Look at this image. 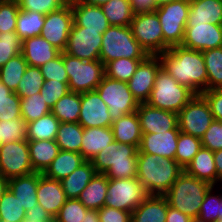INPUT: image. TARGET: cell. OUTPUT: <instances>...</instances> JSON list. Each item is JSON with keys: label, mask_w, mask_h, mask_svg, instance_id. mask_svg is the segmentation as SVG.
Returning <instances> with one entry per match:
<instances>
[{"label": "cell", "mask_w": 222, "mask_h": 222, "mask_svg": "<svg viewBox=\"0 0 222 222\" xmlns=\"http://www.w3.org/2000/svg\"><path fill=\"white\" fill-rule=\"evenodd\" d=\"M161 68V61L158 55H148L136 68L135 73L127 84L138 103L148 101L156 76Z\"/></svg>", "instance_id": "cell-16"}, {"label": "cell", "mask_w": 222, "mask_h": 222, "mask_svg": "<svg viewBox=\"0 0 222 222\" xmlns=\"http://www.w3.org/2000/svg\"><path fill=\"white\" fill-rule=\"evenodd\" d=\"M99 222H131V212L103 206L97 210Z\"/></svg>", "instance_id": "cell-56"}, {"label": "cell", "mask_w": 222, "mask_h": 222, "mask_svg": "<svg viewBox=\"0 0 222 222\" xmlns=\"http://www.w3.org/2000/svg\"><path fill=\"white\" fill-rule=\"evenodd\" d=\"M95 174L96 171L91 161H85L64 178L61 183L67 199H78Z\"/></svg>", "instance_id": "cell-33"}, {"label": "cell", "mask_w": 222, "mask_h": 222, "mask_svg": "<svg viewBox=\"0 0 222 222\" xmlns=\"http://www.w3.org/2000/svg\"><path fill=\"white\" fill-rule=\"evenodd\" d=\"M27 66V61L22 54L11 58L0 68V80L15 92Z\"/></svg>", "instance_id": "cell-40"}, {"label": "cell", "mask_w": 222, "mask_h": 222, "mask_svg": "<svg viewBox=\"0 0 222 222\" xmlns=\"http://www.w3.org/2000/svg\"><path fill=\"white\" fill-rule=\"evenodd\" d=\"M207 71V90L222 89V47L202 52Z\"/></svg>", "instance_id": "cell-39"}, {"label": "cell", "mask_w": 222, "mask_h": 222, "mask_svg": "<svg viewBox=\"0 0 222 222\" xmlns=\"http://www.w3.org/2000/svg\"><path fill=\"white\" fill-rule=\"evenodd\" d=\"M22 53V39L16 32L0 33V68Z\"/></svg>", "instance_id": "cell-49"}, {"label": "cell", "mask_w": 222, "mask_h": 222, "mask_svg": "<svg viewBox=\"0 0 222 222\" xmlns=\"http://www.w3.org/2000/svg\"><path fill=\"white\" fill-rule=\"evenodd\" d=\"M0 172L7 179L35 172L30 162L28 140L0 145Z\"/></svg>", "instance_id": "cell-13"}, {"label": "cell", "mask_w": 222, "mask_h": 222, "mask_svg": "<svg viewBox=\"0 0 222 222\" xmlns=\"http://www.w3.org/2000/svg\"><path fill=\"white\" fill-rule=\"evenodd\" d=\"M147 56L129 26H110L102 34L99 60L104 65L122 57L145 59Z\"/></svg>", "instance_id": "cell-5"}, {"label": "cell", "mask_w": 222, "mask_h": 222, "mask_svg": "<svg viewBox=\"0 0 222 222\" xmlns=\"http://www.w3.org/2000/svg\"><path fill=\"white\" fill-rule=\"evenodd\" d=\"M88 210L78 199H67L54 219L57 222H83Z\"/></svg>", "instance_id": "cell-51"}, {"label": "cell", "mask_w": 222, "mask_h": 222, "mask_svg": "<svg viewBox=\"0 0 222 222\" xmlns=\"http://www.w3.org/2000/svg\"><path fill=\"white\" fill-rule=\"evenodd\" d=\"M114 140L112 127L84 128L81 154L86 161L96 156Z\"/></svg>", "instance_id": "cell-25"}, {"label": "cell", "mask_w": 222, "mask_h": 222, "mask_svg": "<svg viewBox=\"0 0 222 222\" xmlns=\"http://www.w3.org/2000/svg\"><path fill=\"white\" fill-rule=\"evenodd\" d=\"M44 82L40 67L28 65L15 93L20 98L40 93Z\"/></svg>", "instance_id": "cell-43"}, {"label": "cell", "mask_w": 222, "mask_h": 222, "mask_svg": "<svg viewBox=\"0 0 222 222\" xmlns=\"http://www.w3.org/2000/svg\"><path fill=\"white\" fill-rule=\"evenodd\" d=\"M102 34L72 25L64 53L84 61L99 60Z\"/></svg>", "instance_id": "cell-15"}, {"label": "cell", "mask_w": 222, "mask_h": 222, "mask_svg": "<svg viewBox=\"0 0 222 222\" xmlns=\"http://www.w3.org/2000/svg\"><path fill=\"white\" fill-rule=\"evenodd\" d=\"M44 21L45 15L42 13L19 9L15 32L22 40L41 36Z\"/></svg>", "instance_id": "cell-36"}, {"label": "cell", "mask_w": 222, "mask_h": 222, "mask_svg": "<svg viewBox=\"0 0 222 222\" xmlns=\"http://www.w3.org/2000/svg\"><path fill=\"white\" fill-rule=\"evenodd\" d=\"M186 23L222 25V0H190Z\"/></svg>", "instance_id": "cell-28"}, {"label": "cell", "mask_w": 222, "mask_h": 222, "mask_svg": "<svg viewBox=\"0 0 222 222\" xmlns=\"http://www.w3.org/2000/svg\"><path fill=\"white\" fill-rule=\"evenodd\" d=\"M95 90L107 104L112 121L126 114L134 113L138 109L139 103L129 90L126 82L104 76Z\"/></svg>", "instance_id": "cell-10"}, {"label": "cell", "mask_w": 222, "mask_h": 222, "mask_svg": "<svg viewBox=\"0 0 222 222\" xmlns=\"http://www.w3.org/2000/svg\"><path fill=\"white\" fill-rule=\"evenodd\" d=\"M111 127L115 141L139 147L142 131L137 112L126 114L113 121Z\"/></svg>", "instance_id": "cell-29"}, {"label": "cell", "mask_w": 222, "mask_h": 222, "mask_svg": "<svg viewBox=\"0 0 222 222\" xmlns=\"http://www.w3.org/2000/svg\"><path fill=\"white\" fill-rule=\"evenodd\" d=\"M85 161L80 153L60 150L42 174L48 178L62 181Z\"/></svg>", "instance_id": "cell-31"}, {"label": "cell", "mask_w": 222, "mask_h": 222, "mask_svg": "<svg viewBox=\"0 0 222 222\" xmlns=\"http://www.w3.org/2000/svg\"><path fill=\"white\" fill-rule=\"evenodd\" d=\"M198 217L206 222H217L222 219V193H216L215 186L207 191Z\"/></svg>", "instance_id": "cell-47"}, {"label": "cell", "mask_w": 222, "mask_h": 222, "mask_svg": "<svg viewBox=\"0 0 222 222\" xmlns=\"http://www.w3.org/2000/svg\"><path fill=\"white\" fill-rule=\"evenodd\" d=\"M108 109L96 90L81 93L78 123L83 128L111 127L113 121Z\"/></svg>", "instance_id": "cell-18"}, {"label": "cell", "mask_w": 222, "mask_h": 222, "mask_svg": "<svg viewBox=\"0 0 222 222\" xmlns=\"http://www.w3.org/2000/svg\"><path fill=\"white\" fill-rule=\"evenodd\" d=\"M72 25L73 12L69 0L58 10L45 15L41 36L63 52L66 48Z\"/></svg>", "instance_id": "cell-14"}, {"label": "cell", "mask_w": 222, "mask_h": 222, "mask_svg": "<svg viewBox=\"0 0 222 222\" xmlns=\"http://www.w3.org/2000/svg\"><path fill=\"white\" fill-rule=\"evenodd\" d=\"M148 196L137 177L108 179L104 206L132 213Z\"/></svg>", "instance_id": "cell-9"}, {"label": "cell", "mask_w": 222, "mask_h": 222, "mask_svg": "<svg viewBox=\"0 0 222 222\" xmlns=\"http://www.w3.org/2000/svg\"><path fill=\"white\" fill-rule=\"evenodd\" d=\"M135 13L152 12L156 9L154 0H129Z\"/></svg>", "instance_id": "cell-59"}, {"label": "cell", "mask_w": 222, "mask_h": 222, "mask_svg": "<svg viewBox=\"0 0 222 222\" xmlns=\"http://www.w3.org/2000/svg\"><path fill=\"white\" fill-rule=\"evenodd\" d=\"M8 189V179L0 175V199Z\"/></svg>", "instance_id": "cell-63"}, {"label": "cell", "mask_w": 222, "mask_h": 222, "mask_svg": "<svg viewBox=\"0 0 222 222\" xmlns=\"http://www.w3.org/2000/svg\"><path fill=\"white\" fill-rule=\"evenodd\" d=\"M143 60L144 59H129L122 57L108 62L105 65V76L127 83Z\"/></svg>", "instance_id": "cell-42"}, {"label": "cell", "mask_w": 222, "mask_h": 222, "mask_svg": "<svg viewBox=\"0 0 222 222\" xmlns=\"http://www.w3.org/2000/svg\"><path fill=\"white\" fill-rule=\"evenodd\" d=\"M202 147L211 151L222 150V122L213 120L201 138Z\"/></svg>", "instance_id": "cell-55"}, {"label": "cell", "mask_w": 222, "mask_h": 222, "mask_svg": "<svg viewBox=\"0 0 222 222\" xmlns=\"http://www.w3.org/2000/svg\"><path fill=\"white\" fill-rule=\"evenodd\" d=\"M40 172L8 179V189L14 194L25 210L38 204L37 187Z\"/></svg>", "instance_id": "cell-24"}, {"label": "cell", "mask_w": 222, "mask_h": 222, "mask_svg": "<svg viewBox=\"0 0 222 222\" xmlns=\"http://www.w3.org/2000/svg\"><path fill=\"white\" fill-rule=\"evenodd\" d=\"M194 95L190 89L179 84L161 68L158 71L154 87L146 103L158 109L178 113Z\"/></svg>", "instance_id": "cell-6"}, {"label": "cell", "mask_w": 222, "mask_h": 222, "mask_svg": "<svg viewBox=\"0 0 222 222\" xmlns=\"http://www.w3.org/2000/svg\"><path fill=\"white\" fill-rule=\"evenodd\" d=\"M83 222H99L97 210L89 209L85 214Z\"/></svg>", "instance_id": "cell-62"}, {"label": "cell", "mask_w": 222, "mask_h": 222, "mask_svg": "<svg viewBox=\"0 0 222 222\" xmlns=\"http://www.w3.org/2000/svg\"><path fill=\"white\" fill-rule=\"evenodd\" d=\"M21 98L0 80V121L21 117Z\"/></svg>", "instance_id": "cell-44"}, {"label": "cell", "mask_w": 222, "mask_h": 222, "mask_svg": "<svg viewBox=\"0 0 222 222\" xmlns=\"http://www.w3.org/2000/svg\"><path fill=\"white\" fill-rule=\"evenodd\" d=\"M174 1H178V0H154L155 6L156 8H159L163 5H166L170 2H174Z\"/></svg>", "instance_id": "cell-65"}, {"label": "cell", "mask_w": 222, "mask_h": 222, "mask_svg": "<svg viewBox=\"0 0 222 222\" xmlns=\"http://www.w3.org/2000/svg\"><path fill=\"white\" fill-rule=\"evenodd\" d=\"M73 23L85 30L99 31L103 34L110 27L101 6L89 5L81 0H70Z\"/></svg>", "instance_id": "cell-21"}, {"label": "cell", "mask_w": 222, "mask_h": 222, "mask_svg": "<svg viewBox=\"0 0 222 222\" xmlns=\"http://www.w3.org/2000/svg\"><path fill=\"white\" fill-rule=\"evenodd\" d=\"M101 8L110 26H130L135 14L129 0H110Z\"/></svg>", "instance_id": "cell-38"}, {"label": "cell", "mask_w": 222, "mask_h": 222, "mask_svg": "<svg viewBox=\"0 0 222 222\" xmlns=\"http://www.w3.org/2000/svg\"><path fill=\"white\" fill-rule=\"evenodd\" d=\"M54 218L40 204L26 210L23 222H50Z\"/></svg>", "instance_id": "cell-58"}, {"label": "cell", "mask_w": 222, "mask_h": 222, "mask_svg": "<svg viewBox=\"0 0 222 222\" xmlns=\"http://www.w3.org/2000/svg\"><path fill=\"white\" fill-rule=\"evenodd\" d=\"M19 8L24 11H36L47 15L48 13L58 10L69 0H15Z\"/></svg>", "instance_id": "cell-53"}, {"label": "cell", "mask_w": 222, "mask_h": 222, "mask_svg": "<svg viewBox=\"0 0 222 222\" xmlns=\"http://www.w3.org/2000/svg\"><path fill=\"white\" fill-rule=\"evenodd\" d=\"M61 53L42 36L22 40V55L29 66L41 67Z\"/></svg>", "instance_id": "cell-23"}, {"label": "cell", "mask_w": 222, "mask_h": 222, "mask_svg": "<svg viewBox=\"0 0 222 222\" xmlns=\"http://www.w3.org/2000/svg\"><path fill=\"white\" fill-rule=\"evenodd\" d=\"M20 109L21 117L26 123L35 121L51 112V108L40 93L21 98Z\"/></svg>", "instance_id": "cell-45"}, {"label": "cell", "mask_w": 222, "mask_h": 222, "mask_svg": "<svg viewBox=\"0 0 222 222\" xmlns=\"http://www.w3.org/2000/svg\"><path fill=\"white\" fill-rule=\"evenodd\" d=\"M161 67L179 84L190 89L195 95L207 91V71L201 51L181 45L170 47L158 55Z\"/></svg>", "instance_id": "cell-1"}, {"label": "cell", "mask_w": 222, "mask_h": 222, "mask_svg": "<svg viewBox=\"0 0 222 222\" xmlns=\"http://www.w3.org/2000/svg\"><path fill=\"white\" fill-rule=\"evenodd\" d=\"M26 128L27 123L22 117H15L9 121H0V139L2 144L27 140Z\"/></svg>", "instance_id": "cell-48"}, {"label": "cell", "mask_w": 222, "mask_h": 222, "mask_svg": "<svg viewBox=\"0 0 222 222\" xmlns=\"http://www.w3.org/2000/svg\"><path fill=\"white\" fill-rule=\"evenodd\" d=\"M81 106V93L67 92L51 108V113L60 121L78 123Z\"/></svg>", "instance_id": "cell-34"}, {"label": "cell", "mask_w": 222, "mask_h": 222, "mask_svg": "<svg viewBox=\"0 0 222 222\" xmlns=\"http://www.w3.org/2000/svg\"><path fill=\"white\" fill-rule=\"evenodd\" d=\"M181 46L201 52L222 47V25L186 23Z\"/></svg>", "instance_id": "cell-17"}, {"label": "cell", "mask_w": 222, "mask_h": 222, "mask_svg": "<svg viewBox=\"0 0 222 222\" xmlns=\"http://www.w3.org/2000/svg\"><path fill=\"white\" fill-rule=\"evenodd\" d=\"M168 202L163 195H149L132 213L131 222H166Z\"/></svg>", "instance_id": "cell-27"}, {"label": "cell", "mask_w": 222, "mask_h": 222, "mask_svg": "<svg viewBox=\"0 0 222 222\" xmlns=\"http://www.w3.org/2000/svg\"><path fill=\"white\" fill-rule=\"evenodd\" d=\"M213 120L209 104L201 94L194 95L178 112V127L180 132L200 139L204 136Z\"/></svg>", "instance_id": "cell-12"}, {"label": "cell", "mask_w": 222, "mask_h": 222, "mask_svg": "<svg viewBox=\"0 0 222 222\" xmlns=\"http://www.w3.org/2000/svg\"><path fill=\"white\" fill-rule=\"evenodd\" d=\"M30 162L35 172L43 173L58 155L55 140H28Z\"/></svg>", "instance_id": "cell-30"}, {"label": "cell", "mask_w": 222, "mask_h": 222, "mask_svg": "<svg viewBox=\"0 0 222 222\" xmlns=\"http://www.w3.org/2000/svg\"><path fill=\"white\" fill-rule=\"evenodd\" d=\"M191 217L187 216L186 214L178 211L177 209L168 206L166 222H190Z\"/></svg>", "instance_id": "cell-60"}, {"label": "cell", "mask_w": 222, "mask_h": 222, "mask_svg": "<svg viewBox=\"0 0 222 222\" xmlns=\"http://www.w3.org/2000/svg\"><path fill=\"white\" fill-rule=\"evenodd\" d=\"M89 5L93 6H102L103 4H106L110 0H81Z\"/></svg>", "instance_id": "cell-64"}, {"label": "cell", "mask_w": 222, "mask_h": 222, "mask_svg": "<svg viewBox=\"0 0 222 222\" xmlns=\"http://www.w3.org/2000/svg\"><path fill=\"white\" fill-rule=\"evenodd\" d=\"M129 27L148 55H159L170 48L163 40L160 20L155 11L135 13Z\"/></svg>", "instance_id": "cell-8"}, {"label": "cell", "mask_w": 222, "mask_h": 222, "mask_svg": "<svg viewBox=\"0 0 222 222\" xmlns=\"http://www.w3.org/2000/svg\"><path fill=\"white\" fill-rule=\"evenodd\" d=\"M108 189V178L105 174L96 173L85 189L80 193L78 200L91 210H99L105 205Z\"/></svg>", "instance_id": "cell-32"}, {"label": "cell", "mask_w": 222, "mask_h": 222, "mask_svg": "<svg viewBox=\"0 0 222 222\" xmlns=\"http://www.w3.org/2000/svg\"><path fill=\"white\" fill-rule=\"evenodd\" d=\"M138 148L113 141L91 159L96 173L108 179L136 178Z\"/></svg>", "instance_id": "cell-3"}, {"label": "cell", "mask_w": 222, "mask_h": 222, "mask_svg": "<svg viewBox=\"0 0 222 222\" xmlns=\"http://www.w3.org/2000/svg\"><path fill=\"white\" fill-rule=\"evenodd\" d=\"M67 92H69L68 85L57 80H45L40 90L41 96L50 108Z\"/></svg>", "instance_id": "cell-54"}, {"label": "cell", "mask_w": 222, "mask_h": 222, "mask_svg": "<svg viewBox=\"0 0 222 222\" xmlns=\"http://www.w3.org/2000/svg\"><path fill=\"white\" fill-rule=\"evenodd\" d=\"M184 169L175 159L137 153V174L149 195H164Z\"/></svg>", "instance_id": "cell-2"}, {"label": "cell", "mask_w": 222, "mask_h": 222, "mask_svg": "<svg viewBox=\"0 0 222 222\" xmlns=\"http://www.w3.org/2000/svg\"><path fill=\"white\" fill-rule=\"evenodd\" d=\"M19 9L15 0H0V33L15 32Z\"/></svg>", "instance_id": "cell-50"}, {"label": "cell", "mask_w": 222, "mask_h": 222, "mask_svg": "<svg viewBox=\"0 0 222 222\" xmlns=\"http://www.w3.org/2000/svg\"><path fill=\"white\" fill-rule=\"evenodd\" d=\"M37 200L50 215L55 218L67 201L61 181L46 177L40 173L37 187Z\"/></svg>", "instance_id": "cell-22"}, {"label": "cell", "mask_w": 222, "mask_h": 222, "mask_svg": "<svg viewBox=\"0 0 222 222\" xmlns=\"http://www.w3.org/2000/svg\"><path fill=\"white\" fill-rule=\"evenodd\" d=\"M26 210L18 198L7 189L0 199V222H23Z\"/></svg>", "instance_id": "cell-46"}, {"label": "cell", "mask_w": 222, "mask_h": 222, "mask_svg": "<svg viewBox=\"0 0 222 222\" xmlns=\"http://www.w3.org/2000/svg\"><path fill=\"white\" fill-rule=\"evenodd\" d=\"M189 8L190 0H178L154 10L160 20L163 40L169 47L182 44Z\"/></svg>", "instance_id": "cell-11"}, {"label": "cell", "mask_w": 222, "mask_h": 222, "mask_svg": "<svg viewBox=\"0 0 222 222\" xmlns=\"http://www.w3.org/2000/svg\"><path fill=\"white\" fill-rule=\"evenodd\" d=\"M201 95L209 104L214 120L222 122V89L207 90Z\"/></svg>", "instance_id": "cell-57"}, {"label": "cell", "mask_w": 222, "mask_h": 222, "mask_svg": "<svg viewBox=\"0 0 222 222\" xmlns=\"http://www.w3.org/2000/svg\"><path fill=\"white\" fill-rule=\"evenodd\" d=\"M201 148L200 138L180 132L174 159L184 169Z\"/></svg>", "instance_id": "cell-41"}, {"label": "cell", "mask_w": 222, "mask_h": 222, "mask_svg": "<svg viewBox=\"0 0 222 222\" xmlns=\"http://www.w3.org/2000/svg\"><path fill=\"white\" fill-rule=\"evenodd\" d=\"M184 172L199 180L206 181L212 186L217 185V170L214 152L202 147L193 160L184 168Z\"/></svg>", "instance_id": "cell-26"}, {"label": "cell", "mask_w": 222, "mask_h": 222, "mask_svg": "<svg viewBox=\"0 0 222 222\" xmlns=\"http://www.w3.org/2000/svg\"><path fill=\"white\" fill-rule=\"evenodd\" d=\"M179 133L177 126L166 132L142 134L138 153H150L158 157L174 159Z\"/></svg>", "instance_id": "cell-20"}, {"label": "cell", "mask_w": 222, "mask_h": 222, "mask_svg": "<svg viewBox=\"0 0 222 222\" xmlns=\"http://www.w3.org/2000/svg\"><path fill=\"white\" fill-rule=\"evenodd\" d=\"M63 61L68 74L69 91H93L105 76V65L100 60L84 61L63 52Z\"/></svg>", "instance_id": "cell-7"}, {"label": "cell", "mask_w": 222, "mask_h": 222, "mask_svg": "<svg viewBox=\"0 0 222 222\" xmlns=\"http://www.w3.org/2000/svg\"><path fill=\"white\" fill-rule=\"evenodd\" d=\"M190 222H206V221L200 219L199 217H194V218L191 219Z\"/></svg>", "instance_id": "cell-66"}, {"label": "cell", "mask_w": 222, "mask_h": 222, "mask_svg": "<svg viewBox=\"0 0 222 222\" xmlns=\"http://www.w3.org/2000/svg\"><path fill=\"white\" fill-rule=\"evenodd\" d=\"M44 80H57L68 85V74L64 67L63 52L56 58L48 61L40 67Z\"/></svg>", "instance_id": "cell-52"}, {"label": "cell", "mask_w": 222, "mask_h": 222, "mask_svg": "<svg viewBox=\"0 0 222 222\" xmlns=\"http://www.w3.org/2000/svg\"><path fill=\"white\" fill-rule=\"evenodd\" d=\"M83 132L79 123L60 122L55 141L60 150L81 154Z\"/></svg>", "instance_id": "cell-35"}, {"label": "cell", "mask_w": 222, "mask_h": 222, "mask_svg": "<svg viewBox=\"0 0 222 222\" xmlns=\"http://www.w3.org/2000/svg\"><path fill=\"white\" fill-rule=\"evenodd\" d=\"M214 161L217 170V185L222 183V150L214 151Z\"/></svg>", "instance_id": "cell-61"}, {"label": "cell", "mask_w": 222, "mask_h": 222, "mask_svg": "<svg viewBox=\"0 0 222 222\" xmlns=\"http://www.w3.org/2000/svg\"><path fill=\"white\" fill-rule=\"evenodd\" d=\"M211 187L212 185L206 181L199 180L183 171L163 196L168 206L194 218L198 217L204 197Z\"/></svg>", "instance_id": "cell-4"}, {"label": "cell", "mask_w": 222, "mask_h": 222, "mask_svg": "<svg viewBox=\"0 0 222 222\" xmlns=\"http://www.w3.org/2000/svg\"><path fill=\"white\" fill-rule=\"evenodd\" d=\"M136 112L142 134L166 132L178 126V113L158 109L147 103H139Z\"/></svg>", "instance_id": "cell-19"}, {"label": "cell", "mask_w": 222, "mask_h": 222, "mask_svg": "<svg viewBox=\"0 0 222 222\" xmlns=\"http://www.w3.org/2000/svg\"><path fill=\"white\" fill-rule=\"evenodd\" d=\"M60 121L50 112L27 123V140H55Z\"/></svg>", "instance_id": "cell-37"}]
</instances>
